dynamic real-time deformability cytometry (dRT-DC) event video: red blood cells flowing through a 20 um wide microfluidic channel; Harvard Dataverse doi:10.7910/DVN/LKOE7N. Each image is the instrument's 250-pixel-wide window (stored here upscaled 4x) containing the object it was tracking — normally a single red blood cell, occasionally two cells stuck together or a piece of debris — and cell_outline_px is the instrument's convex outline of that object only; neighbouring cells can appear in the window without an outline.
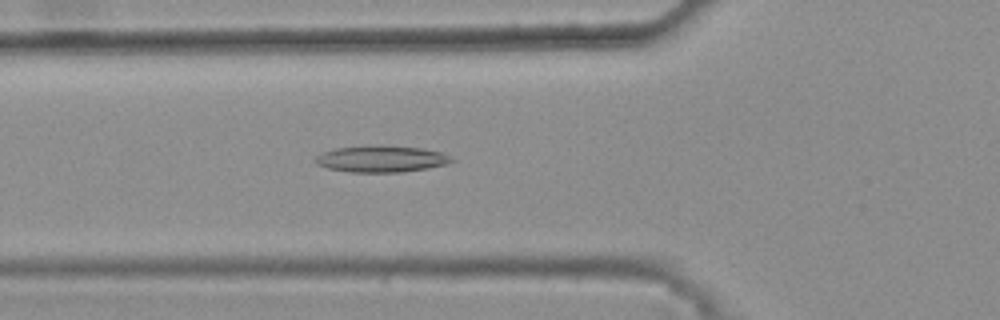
{"species": "common noctule bat (a hibernating species)", "species_latin": "Nyctalus noctula", "temperature_condition": "warm", "stored_images_in_passage": 46, "camera_frame_rate_fps": 3000, "um_per_image_px": 0.085, "animal": {"sex": "female", "body_mass_g": 25.1}, "frame": {"image": 1, "passage_image": 19, "time_ms": 6.0, "image_size_px": [1000, 320], "cell_outline_px": [[456, 160], [448, 164], [428, 168], [400, 172], [348, 172], [328, 168], [316, 164], [316, 156], [324, 152], [336, 148], [420, 148], [440, 152]], "centroid_in_image_um": [32.43, 13.56], "position_along_channel_um": 93.4, "area_um2": 19.88}}
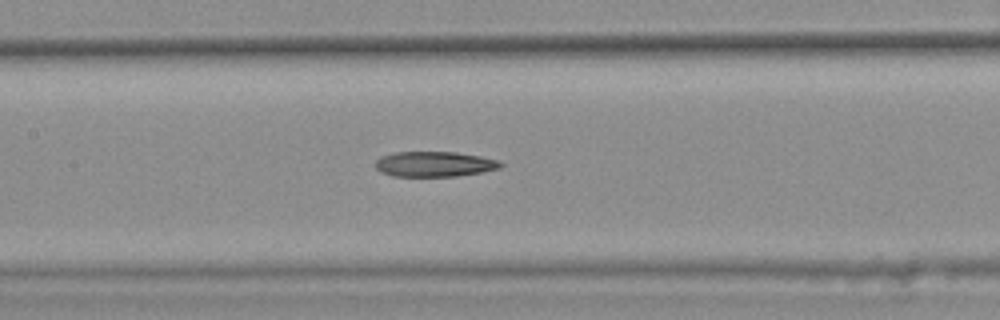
{"frame": {"image": 2, "passage_image": 25, "time_ms": 8.0, "image_size_px": [1000, 320], "cell_outline_px": [[504, 164], [500, 168], [484, 172], [456, 176], [392, 176], [380, 172], [376, 168], [376, 160], [380, 156], [396, 152], [456, 152], [480, 156], [500, 160]], "centroid_in_image_um": [36.95, 13.95], "position_along_channel_um": 170.4, "area_um2": 18.55}}
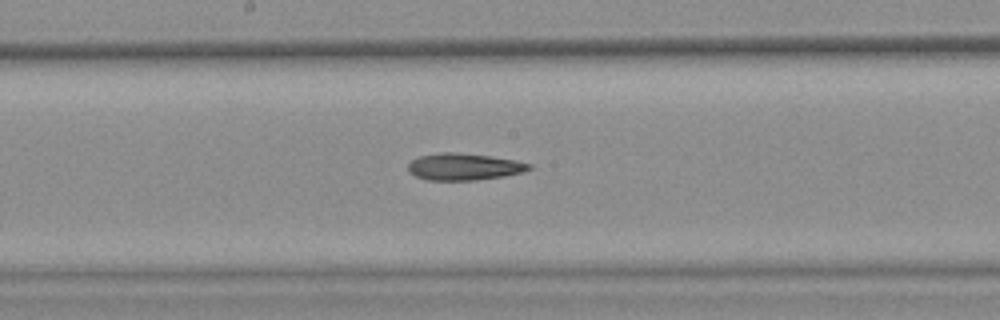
{"frame": {"image": 3, "passage_image": 28, "time_ms": 9.0, "image_size_px": [1000, 320], "cell_outline_px": [[532, 168], [524, 172], [504, 176], [476, 180], [428, 180], [416, 176], [408, 172], [408, 164], [412, 160], [420, 156], [436, 152], [456, 152], [488, 156], [516, 160], [532, 164]], "centroid_in_image_um": [39.44, 14.17], "position_along_channel_um": 208.8, "area_um2": 19.02}}